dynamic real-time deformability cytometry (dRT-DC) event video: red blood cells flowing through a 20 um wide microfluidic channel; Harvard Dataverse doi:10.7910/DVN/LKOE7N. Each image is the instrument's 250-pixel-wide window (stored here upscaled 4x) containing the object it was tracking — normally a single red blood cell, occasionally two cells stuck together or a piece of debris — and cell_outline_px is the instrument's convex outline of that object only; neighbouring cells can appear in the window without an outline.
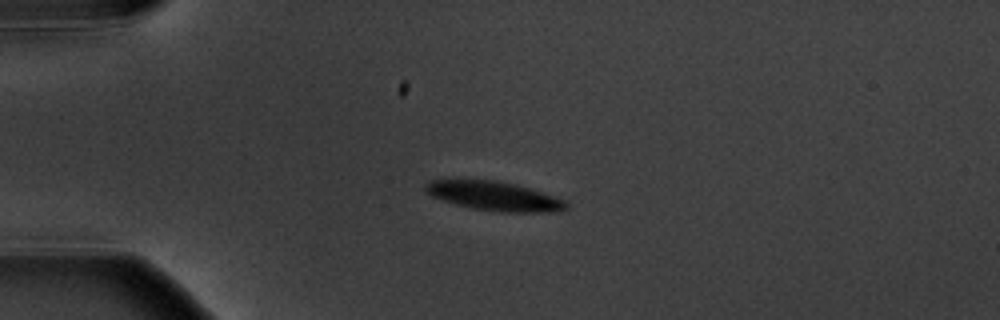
{"species": "common noctule bat (a hibernating species)", "species_latin": "Nyctalus noctula", "temperature_condition": "warm", "stored_images_in_passage": 5, "camera_frame_rate_fps": 3000, "um_per_image_px": 0.085, "animal": {"sex": "male", "body_mass_g": 20.1, "forearm_length_mm": 53.5}, "frame": {"image": 1, "passage_image": 4, "time_ms": 3.667, "image_size_px": [1000, 320], "cell_outline_px": [[568, 208], [564, 212], [500, 212], [472, 208], [456, 204], [432, 196], [424, 188], [424, 184], [432, 180], [496, 180], [516, 184], [564, 200], [568, 204]], "centroid_in_image_um": [42.05, 16.67], "position_along_channel_um": 43.0, "area_um2": 23.7}}